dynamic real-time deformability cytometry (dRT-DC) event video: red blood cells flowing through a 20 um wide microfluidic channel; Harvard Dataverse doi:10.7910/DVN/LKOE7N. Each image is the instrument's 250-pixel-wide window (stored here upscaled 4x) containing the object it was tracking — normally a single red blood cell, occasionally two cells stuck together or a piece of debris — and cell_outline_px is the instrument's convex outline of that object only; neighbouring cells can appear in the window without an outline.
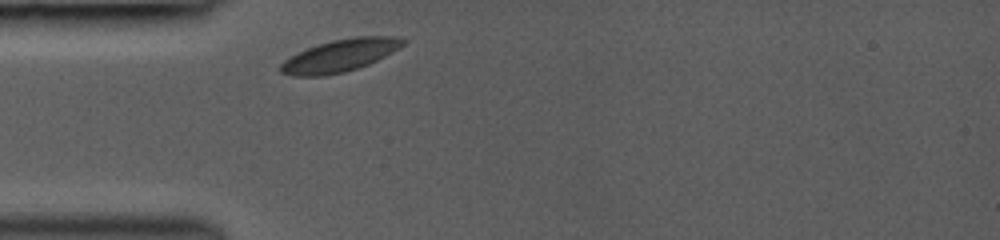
{"species": "common noctule bat (a hibernating species)", "species_latin": "Nyctalus noctula", "temperature_condition": "room temperature", "stored_images_in_passage": 1, "camera_frame_rate_fps": 3000, "um_per_image_px": 0.085, "animal": {"sex": "female", "body_mass_g": 19.0, "forearm_length_mm": 53.3}, "frame": {"image": 1, "passage_image": 1, "time_ms": 0.0, "image_size_px": [1000, 240], "cell_outline_px": [[408, 40], [404, 44], [392, 52], [368, 64], [344, 72], [324, 76], [292, 76], [280, 72], [280, 64], [284, 60], [308, 48], [332, 40], [356, 36], [396, 36]], "centroid_in_image_um": [28.91, 4.72], "position_along_channel_um": 56.1, "area_um2": 22.83}}